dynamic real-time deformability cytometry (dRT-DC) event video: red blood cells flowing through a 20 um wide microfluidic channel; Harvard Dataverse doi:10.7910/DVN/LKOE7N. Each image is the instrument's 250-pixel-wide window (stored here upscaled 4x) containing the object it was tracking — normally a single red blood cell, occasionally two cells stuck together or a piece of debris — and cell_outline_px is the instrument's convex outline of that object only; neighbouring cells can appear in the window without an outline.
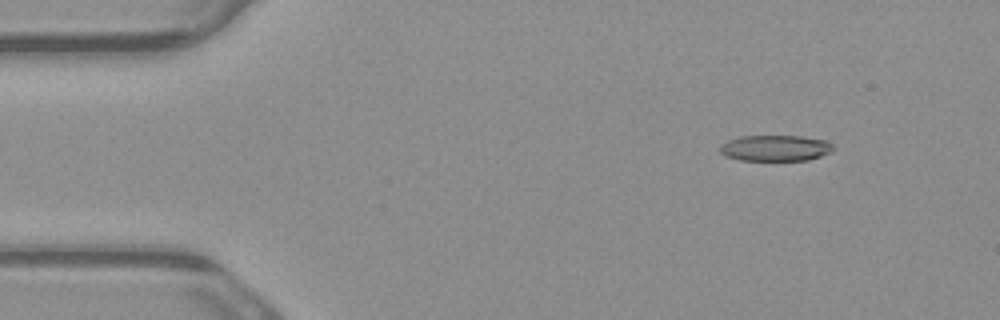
{"species": "common noctule bat (a hibernating species)", "species_latin": "Nyctalus noctula", "temperature_condition": "warm", "stored_images_in_passage": 4, "camera_frame_rate_fps": 3000, "um_per_image_px": 0.085, "animal": {"sex": "male", "body_mass_g": 23.1, "forearm_length_mm": 52.7}, "frame": {"image": 1, "passage_image": 1, "time_ms": 0.0, "image_size_px": [1000, 320], "cell_outline_px": [[836, 148], [832, 152], [808, 160], [740, 160], [728, 156], [720, 152], [720, 144], [728, 140], [740, 136], [800, 136], [828, 140]], "centroid_in_image_um": [65.95, 12.58], "position_along_channel_um": 19.0, "area_um2": 17.22}}
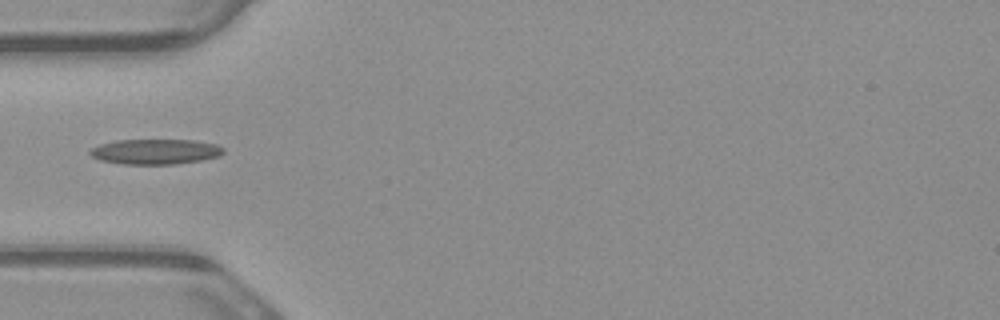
{"frame": {"image": 2, "passage_image": 4, "time_ms": 1.0, "image_size_px": [1000, 320], "cell_outline_px": [[224, 152], [220, 156], [200, 160], [176, 164], [124, 164], [100, 160], [92, 156], [88, 152], [92, 148], [100, 144], [116, 140], [192, 140], [216, 144], [224, 148]], "centroid_in_image_um": [13.21, 12.89], "position_along_channel_um": 71.8, "area_um2": 19.54}}